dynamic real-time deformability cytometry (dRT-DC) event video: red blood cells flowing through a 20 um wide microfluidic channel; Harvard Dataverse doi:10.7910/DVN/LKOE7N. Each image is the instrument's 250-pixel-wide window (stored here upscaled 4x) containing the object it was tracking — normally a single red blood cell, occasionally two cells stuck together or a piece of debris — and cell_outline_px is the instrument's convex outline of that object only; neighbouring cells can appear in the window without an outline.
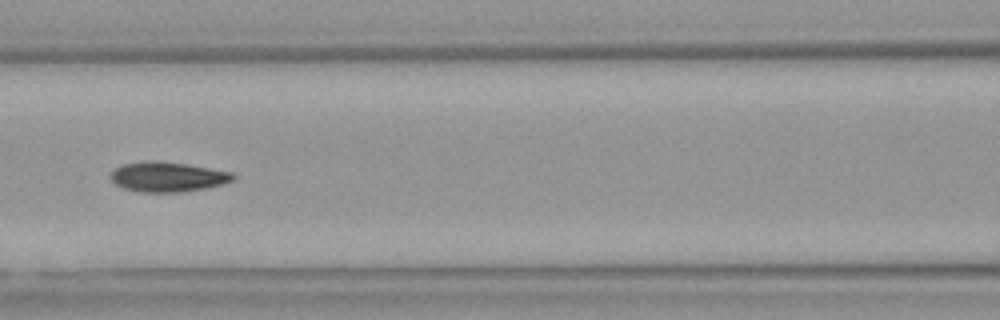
{"species": "Egyptian fruit bat (a non-hibernating species)", "species_latin": "Rousettus aegyptiacus", "temperature_condition": "warm", "stored_images_in_passage": 31, "camera_frame_rate_fps": 3000, "um_per_image_px": 0.085, "animal": {"sex": "female"}, "frame": {"image": 1, "passage_image": 10, "time_ms": 3.0, "image_size_px": [1000, 320], "cell_outline_px": [[236, 176], [232, 180], [224, 184], [204, 188], [180, 192], [140, 192], [124, 188], [116, 184], [108, 176], [116, 168], [124, 164], [144, 160], [152, 160], [188, 164], [232, 172]], "centroid_in_image_um": [14.24, 15.02], "position_along_channel_um": 152.4, "area_um2": 21.33}, "authors_computed_cell_mechanics": {"area_um2": 20.9814, "velocity_mm_per_s": 4.1336, "shape_relaxation_time_tau1_ms": 7.0056, "shape_relaxation_time_tau2_ms": 4.1534, "deformation_change_tau1": 0.2159, "deformation_change_tau2": 0.0878}}